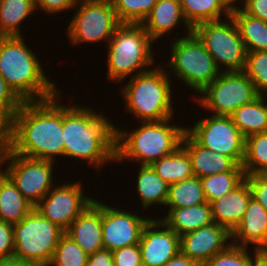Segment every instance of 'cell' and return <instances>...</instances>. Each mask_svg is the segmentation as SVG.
Returning a JSON list of instances; mask_svg holds the SVG:
<instances>
[{
  "label": "cell",
  "mask_w": 267,
  "mask_h": 266,
  "mask_svg": "<svg viewBox=\"0 0 267 266\" xmlns=\"http://www.w3.org/2000/svg\"><path fill=\"white\" fill-rule=\"evenodd\" d=\"M61 93L47 100L24 102L6 124L4 143L13 153L53 162L64 157Z\"/></svg>",
  "instance_id": "6da1fadb"
},
{
  "label": "cell",
  "mask_w": 267,
  "mask_h": 266,
  "mask_svg": "<svg viewBox=\"0 0 267 266\" xmlns=\"http://www.w3.org/2000/svg\"><path fill=\"white\" fill-rule=\"evenodd\" d=\"M63 105L64 159L85 160L97 170L115 161V126L89 105Z\"/></svg>",
  "instance_id": "7a4b0ae2"
},
{
  "label": "cell",
  "mask_w": 267,
  "mask_h": 266,
  "mask_svg": "<svg viewBox=\"0 0 267 266\" xmlns=\"http://www.w3.org/2000/svg\"><path fill=\"white\" fill-rule=\"evenodd\" d=\"M33 50L23 37H0V75L23 102L47 100L62 90L45 75Z\"/></svg>",
  "instance_id": "3957f363"
},
{
  "label": "cell",
  "mask_w": 267,
  "mask_h": 266,
  "mask_svg": "<svg viewBox=\"0 0 267 266\" xmlns=\"http://www.w3.org/2000/svg\"><path fill=\"white\" fill-rule=\"evenodd\" d=\"M172 118L162 121L141 122L139 127L123 130L115 126V162L132 161L151 165L173 153L180 145L185 127L172 125ZM132 131V132H131Z\"/></svg>",
  "instance_id": "277c9868"
},
{
  "label": "cell",
  "mask_w": 267,
  "mask_h": 266,
  "mask_svg": "<svg viewBox=\"0 0 267 266\" xmlns=\"http://www.w3.org/2000/svg\"><path fill=\"white\" fill-rule=\"evenodd\" d=\"M156 67L131 77L121 88L125 111L137 121H162L173 118L174 102L170 73L166 67Z\"/></svg>",
  "instance_id": "5b68a950"
},
{
  "label": "cell",
  "mask_w": 267,
  "mask_h": 266,
  "mask_svg": "<svg viewBox=\"0 0 267 266\" xmlns=\"http://www.w3.org/2000/svg\"><path fill=\"white\" fill-rule=\"evenodd\" d=\"M152 44L141 24L121 23L106 44L107 80L119 84L150 70L156 61Z\"/></svg>",
  "instance_id": "8992f818"
},
{
  "label": "cell",
  "mask_w": 267,
  "mask_h": 266,
  "mask_svg": "<svg viewBox=\"0 0 267 266\" xmlns=\"http://www.w3.org/2000/svg\"><path fill=\"white\" fill-rule=\"evenodd\" d=\"M184 32L183 37L172 39L170 59L165 67L168 73L171 71L177 80H182V83L199 94L221 71L198 37L193 32Z\"/></svg>",
  "instance_id": "52a82bcc"
},
{
  "label": "cell",
  "mask_w": 267,
  "mask_h": 266,
  "mask_svg": "<svg viewBox=\"0 0 267 266\" xmlns=\"http://www.w3.org/2000/svg\"><path fill=\"white\" fill-rule=\"evenodd\" d=\"M14 228V257L47 266L52 258L60 237L64 234L58 225L51 223L35 208Z\"/></svg>",
  "instance_id": "ba28073f"
},
{
  "label": "cell",
  "mask_w": 267,
  "mask_h": 266,
  "mask_svg": "<svg viewBox=\"0 0 267 266\" xmlns=\"http://www.w3.org/2000/svg\"><path fill=\"white\" fill-rule=\"evenodd\" d=\"M224 18L198 24L192 32L203 43L221 72L243 71L247 51L232 16Z\"/></svg>",
  "instance_id": "9c48e42d"
},
{
  "label": "cell",
  "mask_w": 267,
  "mask_h": 266,
  "mask_svg": "<svg viewBox=\"0 0 267 266\" xmlns=\"http://www.w3.org/2000/svg\"><path fill=\"white\" fill-rule=\"evenodd\" d=\"M259 96L254 83L244 71H230L221 72L199 96L193 98L195 103L198 102L213 115L230 116L239 107Z\"/></svg>",
  "instance_id": "30bf717a"
},
{
  "label": "cell",
  "mask_w": 267,
  "mask_h": 266,
  "mask_svg": "<svg viewBox=\"0 0 267 266\" xmlns=\"http://www.w3.org/2000/svg\"><path fill=\"white\" fill-rule=\"evenodd\" d=\"M75 10L66 30V36L74 46L106 40L108 43L121 24L110 0H80Z\"/></svg>",
  "instance_id": "8fae6325"
},
{
  "label": "cell",
  "mask_w": 267,
  "mask_h": 266,
  "mask_svg": "<svg viewBox=\"0 0 267 266\" xmlns=\"http://www.w3.org/2000/svg\"><path fill=\"white\" fill-rule=\"evenodd\" d=\"M5 162V174L34 207L56 185L53 182V161L13 153L5 144Z\"/></svg>",
  "instance_id": "7c38bea8"
},
{
  "label": "cell",
  "mask_w": 267,
  "mask_h": 266,
  "mask_svg": "<svg viewBox=\"0 0 267 266\" xmlns=\"http://www.w3.org/2000/svg\"><path fill=\"white\" fill-rule=\"evenodd\" d=\"M212 115V116H211ZM198 119L186 131L202 146L213 152L231 157L242 165L245 155V138L230 116L213 115Z\"/></svg>",
  "instance_id": "4fadbf2b"
},
{
  "label": "cell",
  "mask_w": 267,
  "mask_h": 266,
  "mask_svg": "<svg viewBox=\"0 0 267 266\" xmlns=\"http://www.w3.org/2000/svg\"><path fill=\"white\" fill-rule=\"evenodd\" d=\"M82 184L81 180L58 183L34 208L65 231L94 200L83 192Z\"/></svg>",
  "instance_id": "5bb4252c"
},
{
  "label": "cell",
  "mask_w": 267,
  "mask_h": 266,
  "mask_svg": "<svg viewBox=\"0 0 267 266\" xmlns=\"http://www.w3.org/2000/svg\"><path fill=\"white\" fill-rule=\"evenodd\" d=\"M151 218L115 208L102 202V238L104 249L115 251L139 244L143 229Z\"/></svg>",
  "instance_id": "9a60e30c"
},
{
  "label": "cell",
  "mask_w": 267,
  "mask_h": 266,
  "mask_svg": "<svg viewBox=\"0 0 267 266\" xmlns=\"http://www.w3.org/2000/svg\"><path fill=\"white\" fill-rule=\"evenodd\" d=\"M139 246L143 266H163L181 252L180 236L159 218L146 223Z\"/></svg>",
  "instance_id": "2e32d148"
},
{
  "label": "cell",
  "mask_w": 267,
  "mask_h": 266,
  "mask_svg": "<svg viewBox=\"0 0 267 266\" xmlns=\"http://www.w3.org/2000/svg\"><path fill=\"white\" fill-rule=\"evenodd\" d=\"M231 232L217 223L199 228L180 236L181 252L200 266L231 244Z\"/></svg>",
  "instance_id": "e0dca14e"
},
{
  "label": "cell",
  "mask_w": 267,
  "mask_h": 266,
  "mask_svg": "<svg viewBox=\"0 0 267 266\" xmlns=\"http://www.w3.org/2000/svg\"><path fill=\"white\" fill-rule=\"evenodd\" d=\"M95 199L64 232L88 256L104 248L102 238V201Z\"/></svg>",
  "instance_id": "ac0fdd59"
},
{
  "label": "cell",
  "mask_w": 267,
  "mask_h": 266,
  "mask_svg": "<svg viewBox=\"0 0 267 266\" xmlns=\"http://www.w3.org/2000/svg\"><path fill=\"white\" fill-rule=\"evenodd\" d=\"M181 146L191 159L193 175L199 178L221 174L227 171H244L231 157L216 153L200 145L185 131Z\"/></svg>",
  "instance_id": "d6986e66"
},
{
  "label": "cell",
  "mask_w": 267,
  "mask_h": 266,
  "mask_svg": "<svg viewBox=\"0 0 267 266\" xmlns=\"http://www.w3.org/2000/svg\"><path fill=\"white\" fill-rule=\"evenodd\" d=\"M233 245L254 249L267 248V211L251 198L239 224L231 232Z\"/></svg>",
  "instance_id": "ffe728a7"
},
{
  "label": "cell",
  "mask_w": 267,
  "mask_h": 266,
  "mask_svg": "<svg viewBox=\"0 0 267 266\" xmlns=\"http://www.w3.org/2000/svg\"><path fill=\"white\" fill-rule=\"evenodd\" d=\"M251 198L250 186L244 179L225 196L210 203L214 222L232 232L244 216Z\"/></svg>",
  "instance_id": "44dd1931"
},
{
  "label": "cell",
  "mask_w": 267,
  "mask_h": 266,
  "mask_svg": "<svg viewBox=\"0 0 267 266\" xmlns=\"http://www.w3.org/2000/svg\"><path fill=\"white\" fill-rule=\"evenodd\" d=\"M184 25L187 33H192V28L186 22L179 0H158L143 20L141 25L150 36V39L156 43L163 35H170L176 26Z\"/></svg>",
  "instance_id": "7402d4cb"
},
{
  "label": "cell",
  "mask_w": 267,
  "mask_h": 266,
  "mask_svg": "<svg viewBox=\"0 0 267 266\" xmlns=\"http://www.w3.org/2000/svg\"><path fill=\"white\" fill-rule=\"evenodd\" d=\"M166 217H158L177 235L182 236L214 223L208 202L189 207L168 208Z\"/></svg>",
  "instance_id": "603a6c76"
},
{
  "label": "cell",
  "mask_w": 267,
  "mask_h": 266,
  "mask_svg": "<svg viewBox=\"0 0 267 266\" xmlns=\"http://www.w3.org/2000/svg\"><path fill=\"white\" fill-rule=\"evenodd\" d=\"M267 96H259L254 101L235 110L231 119L244 138L267 132Z\"/></svg>",
  "instance_id": "cb8c5ba5"
},
{
  "label": "cell",
  "mask_w": 267,
  "mask_h": 266,
  "mask_svg": "<svg viewBox=\"0 0 267 266\" xmlns=\"http://www.w3.org/2000/svg\"><path fill=\"white\" fill-rule=\"evenodd\" d=\"M136 178V190L143 210L152 205L165 206L168 196L169 184L162 180L150 165H140Z\"/></svg>",
  "instance_id": "d4e9b609"
},
{
  "label": "cell",
  "mask_w": 267,
  "mask_h": 266,
  "mask_svg": "<svg viewBox=\"0 0 267 266\" xmlns=\"http://www.w3.org/2000/svg\"><path fill=\"white\" fill-rule=\"evenodd\" d=\"M33 209V204L21 195L11 179L4 174L0 179V221L14 225Z\"/></svg>",
  "instance_id": "484cf974"
},
{
  "label": "cell",
  "mask_w": 267,
  "mask_h": 266,
  "mask_svg": "<svg viewBox=\"0 0 267 266\" xmlns=\"http://www.w3.org/2000/svg\"><path fill=\"white\" fill-rule=\"evenodd\" d=\"M34 12L35 0H0V37H23L20 25Z\"/></svg>",
  "instance_id": "4316f807"
},
{
  "label": "cell",
  "mask_w": 267,
  "mask_h": 266,
  "mask_svg": "<svg viewBox=\"0 0 267 266\" xmlns=\"http://www.w3.org/2000/svg\"><path fill=\"white\" fill-rule=\"evenodd\" d=\"M150 166L169 185L194 176L190 156L181 145L173 153L158 159Z\"/></svg>",
  "instance_id": "83f0119b"
},
{
  "label": "cell",
  "mask_w": 267,
  "mask_h": 266,
  "mask_svg": "<svg viewBox=\"0 0 267 266\" xmlns=\"http://www.w3.org/2000/svg\"><path fill=\"white\" fill-rule=\"evenodd\" d=\"M247 52L267 51V22L245 14L242 10L231 14Z\"/></svg>",
  "instance_id": "f1b7e54d"
},
{
  "label": "cell",
  "mask_w": 267,
  "mask_h": 266,
  "mask_svg": "<svg viewBox=\"0 0 267 266\" xmlns=\"http://www.w3.org/2000/svg\"><path fill=\"white\" fill-rule=\"evenodd\" d=\"M183 16L193 29L196 25L229 17L219 0H179Z\"/></svg>",
  "instance_id": "f546056e"
},
{
  "label": "cell",
  "mask_w": 267,
  "mask_h": 266,
  "mask_svg": "<svg viewBox=\"0 0 267 266\" xmlns=\"http://www.w3.org/2000/svg\"><path fill=\"white\" fill-rule=\"evenodd\" d=\"M207 202L201 179L196 176L169 185L165 207L180 208Z\"/></svg>",
  "instance_id": "4dcf8cb0"
},
{
  "label": "cell",
  "mask_w": 267,
  "mask_h": 266,
  "mask_svg": "<svg viewBox=\"0 0 267 266\" xmlns=\"http://www.w3.org/2000/svg\"><path fill=\"white\" fill-rule=\"evenodd\" d=\"M242 167L245 175L267 172V132L245 138Z\"/></svg>",
  "instance_id": "1f68e13d"
},
{
  "label": "cell",
  "mask_w": 267,
  "mask_h": 266,
  "mask_svg": "<svg viewBox=\"0 0 267 266\" xmlns=\"http://www.w3.org/2000/svg\"><path fill=\"white\" fill-rule=\"evenodd\" d=\"M200 179L206 200L210 204L236 188L245 179V173L244 171H227Z\"/></svg>",
  "instance_id": "d6a6232c"
},
{
  "label": "cell",
  "mask_w": 267,
  "mask_h": 266,
  "mask_svg": "<svg viewBox=\"0 0 267 266\" xmlns=\"http://www.w3.org/2000/svg\"><path fill=\"white\" fill-rule=\"evenodd\" d=\"M88 255L65 233L47 266H86Z\"/></svg>",
  "instance_id": "836d02e7"
},
{
  "label": "cell",
  "mask_w": 267,
  "mask_h": 266,
  "mask_svg": "<svg viewBox=\"0 0 267 266\" xmlns=\"http://www.w3.org/2000/svg\"><path fill=\"white\" fill-rule=\"evenodd\" d=\"M120 23L141 24L158 0H110Z\"/></svg>",
  "instance_id": "e575fe53"
},
{
  "label": "cell",
  "mask_w": 267,
  "mask_h": 266,
  "mask_svg": "<svg viewBox=\"0 0 267 266\" xmlns=\"http://www.w3.org/2000/svg\"><path fill=\"white\" fill-rule=\"evenodd\" d=\"M244 73L260 96H267V51L247 52Z\"/></svg>",
  "instance_id": "d590c367"
},
{
  "label": "cell",
  "mask_w": 267,
  "mask_h": 266,
  "mask_svg": "<svg viewBox=\"0 0 267 266\" xmlns=\"http://www.w3.org/2000/svg\"><path fill=\"white\" fill-rule=\"evenodd\" d=\"M248 248L231 244L202 266H252L253 254L248 251Z\"/></svg>",
  "instance_id": "8d00e7d4"
},
{
  "label": "cell",
  "mask_w": 267,
  "mask_h": 266,
  "mask_svg": "<svg viewBox=\"0 0 267 266\" xmlns=\"http://www.w3.org/2000/svg\"><path fill=\"white\" fill-rule=\"evenodd\" d=\"M23 103L0 75V119L7 124Z\"/></svg>",
  "instance_id": "74e56055"
},
{
  "label": "cell",
  "mask_w": 267,
  "mask_h": 266,
  "mask_svg": "<svg viewBox=\"0 0 267 266\" xmlns=\"http://www.w3.org/2000/svg\"><path fill=\"white\" fill-rule=\"evenodd\" d=\"M254 198L267 211V172L245 175Z\"/></svg>",
  "instance_id": "f35d334b"
},
{
  "label": "cell",
  "mask_w": 267,
  "mask_h": 266,
  "mask_svg": "<svg viewBox=\"0 0 267 266\" xmlns=\"http://www.w3.org/2000/svg\"><path fill=\"white\" fill-rule=\"evenodd\" d=\"M112 254L114 266H143L139 244L123 247Z\"/></svg>",
  "instance_id": "ab89813d"
},
{
  "label": "cell",
  "mask_w": 267,
  "mask_h": 266,
  "mask_svg": "<svg viewBox=\"0 0 267 266\" xmlns=\"http://www.w3.org/2000/svg\"><path fill=\"white\" fill-rule=\"evenodd\" d=\"M80 0H35L36 10L39 9L51 15L60 13V11H72Z\"/></svg>",
  "instance_id": "60d3db41"
},
{
  "label": "cell",
  "mask_w": 267,
  "mask_h": 266,
  "mask_svg": "<svg viewBox=\"0 0 267 266\" xmlns=\"http://www.w3.org/2000/svg\"><path fill=\"white\" fill-rule=\"evenodd\" d=\"M14 255L13 224L0 221V259Z\"/></svg>",
  "instance_id": "b9f144b4"
},
{
  "label": "cell",
  "mask_w": 267,
  "mask_h": 266,
  "mask_svg": "<svg viewBox=\"0 0 267 266\" xmlns=\"http://www.w3.org/2000/svg\"><path fill=\"white\" fill-rule=\"evenodd\" d=\"M242 11L251 17L267 22V0H248Z\"/></svg>",
  "instance_id": "7bdbcfd3"
},
{
  "label": "cell",
  "mask_w": 267,
  "mask_h": 266,
  "mask_svg": "<svg viewBox=\"0 0 267 266\" xmlns=\"http://www.w3.org/2000/svg\"><path fill=\"white\" fill-rule=\"evenodd\" d=\"M86 266H114L112 251L103 248L89 255Z\"/></svg>",
  "instance_id": "ee69618b"
},
{
  "label": "cell",
  "mask_w": 267,
  "mask_h": 266,
  "mask_svg": "<svg viewBox=\"0 0 267 266\" xmlns=\"http://www.w3.org/2000/svg\"><path fill=\"white\" fill-rule=\"evenodd\" d=\"M163 266H200L196 261L191 260L188 256H185L182 252H179L176 256L171 258Z\"/></svg>",
  "instance_id": "f6af8a7d"
},
{
  "label": "cell",
  "mask_w": 267,
  "mask_h": 266,
  "mask_svg": "<svg viewBox=\"0 0 267 266\" xmlns=\"http://www.w3.org/2000/svg\"><path fill=\"white\" fill-rule=\"evenodd\" d=\"M223 8L231 15L232 13H235L237 11L243 10L245 4L247 3L248 0H219ZM240 1V2H239ZM237 3H241L239 7L237 6ZM236 4V5H235Z\"/></svg>",
  "instance_id": "bcb514c9"
},
{
  "label": "cell",
  "mask_w": 267,
  "mask_h": 266,
  "mask_svg": "<svg viewBox=\"0 0 267 266\" xmlns=\"http://www.w3.org/2000/svg\"><path fill=\"white\" fill-rule=\"evenodd\" d=\"M252 266H267V248L255 249L253 251Z\"/></svg>",
  "instance_id": "7dc6e473"
},
{
  "label": "cell",
  "mask_w": 267,
  "mask_h": 266,
  "mask_svg": "<svg viewBox=\"0 0 267 266\" xmlns=\"http://www.w3.org/2000/svg\"><path fill=\"white\" fill-rule=\"evenodd\" d=\"M0 266H37V265L17 259L14 256H12L9 258L0 259Z\"/></svg>",
  "instance_id": "c3c4849f"
},
{
  "label": "cell",
  "mask_w": 267,
  "mask_h": 266,
  "mask_svg": "<svg viewBox=\"0 0 267 266\" xmlns=\"http://www.w3.org/2000/svg\"><path fill=\"white\" fill-rule=\"evenodd\" d=\"M5 143H0V179L4 176L5 170H3L4 167L2 165H5Z\"/></svg>",
  "instance_id": "681fc988"
},
{
  "label": "cell",
  "mask_w": 267,
  "mask_h": 266,
  "mask_svg": "<svg viewBox=\"0 0 267 266\" xmlns=\"http://www.w3.org/2000/svg\"><path fill=\"white\" fill-rule=\"evenodd\" d=\"M6 134V124L0 119V143L4 142Z\"/></svg>",
  "instance_id": "f907efd6"
}]
</instances>
